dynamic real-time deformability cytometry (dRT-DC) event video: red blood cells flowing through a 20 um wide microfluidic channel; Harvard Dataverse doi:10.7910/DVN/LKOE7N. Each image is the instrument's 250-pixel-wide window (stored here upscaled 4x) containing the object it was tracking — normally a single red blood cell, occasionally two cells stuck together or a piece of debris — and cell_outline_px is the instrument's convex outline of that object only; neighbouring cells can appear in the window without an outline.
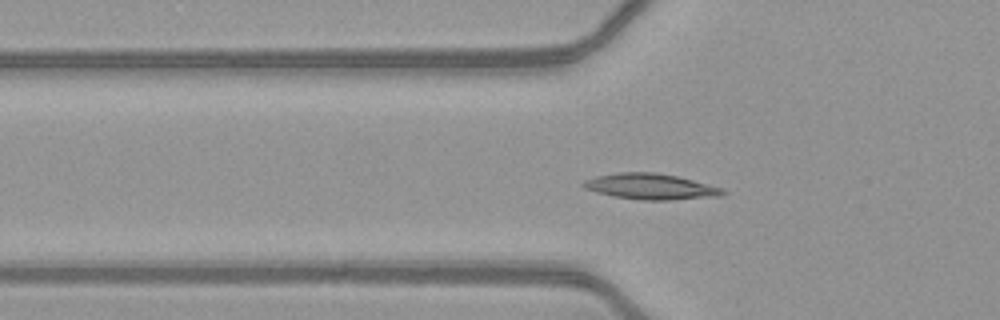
{"species": "common noctule bat (a hibernating species)", "species_latin": "Nyctalus noctula", "temperature_condition": "warm", "stored_images_in_passage": 53, "camera_frame_rate_fps": 3000, "um_per_image_px": 0.085, "animal": {"sex": "female", "body_mass_g": 21.9}, "frame": {"image": 1, "passage_image": 19, "time_ms": 6.0, "image_size_px": [1000, 320], "cell_outline_px": [[728, 192], [720, 196], [668, 200], [640, 200], [612, 196], [596, 192], [584, 188], [580, 184], [584, 180], [596, 176], [620, 172], [656, 172], [676, 176], [724, 188]], "centroid_in_image_um": [55.29, 15.86], "position_along_channel_um": 70.5, "area_um2": 21.04}}
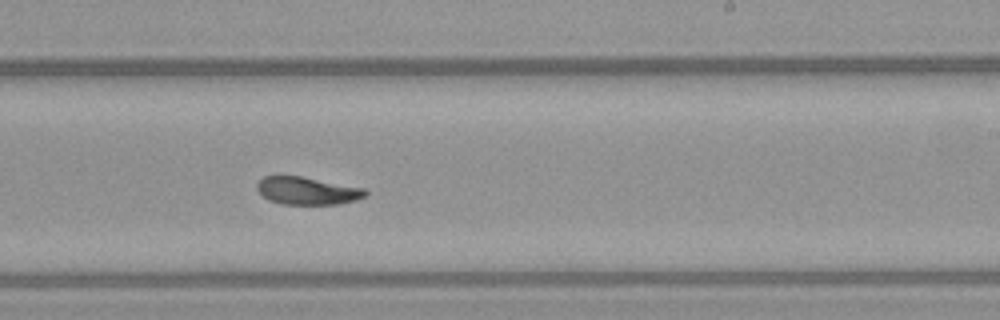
{"frame": {"image": 2, "passage_image": 33, "time_ms": 10.667, "image_size_px": [1000, 320], "cell_outline_px": [[368, 196], [356, 200], [336, 204], [280, 204], [268, 200], [256, 188], [256, 184], [264, 176], [280, 172], [364, 188], [368, 192]], "centroid_in_image_um": [26.06, 16.18], "position_along_channel_um": 262.9, "area_um2": 17.98}}
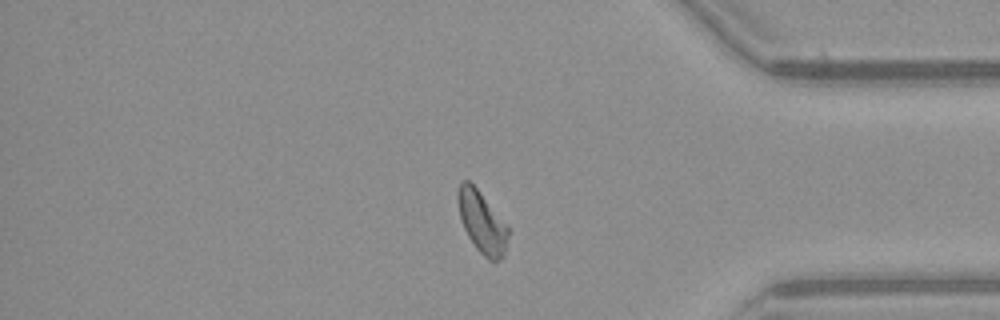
{"frame": {"image": 3, "passage_image": 44, "time_ms": 14.333, "image_size_px": [1000, 320], "cell_outline_px": [[508, 236], [504, 256], [500, 260], [488, 260], [476, 248], [468, 236], [464, 228], [460, 216], [456, 200], [456, 192], [460, 184], [464, 180], [468, 180], [476, 188], [508, 224]], "centroid_in_image_um": [40.96, 18.88], "position_along_channel_um": 394.2, "area_um2": 18.09}, "authors_computed_cell_mechanics": {"area_um2": 18.2648, "velocity_mm_per_s": 4.1126, "shape_relaxation_time_tau1_ms": 2.5268, "shape_relaxation_time_tau2_ms": 3.7798, "deformation_change_tau1": 0.122, "deformation_change_tau2": 0.0906}}